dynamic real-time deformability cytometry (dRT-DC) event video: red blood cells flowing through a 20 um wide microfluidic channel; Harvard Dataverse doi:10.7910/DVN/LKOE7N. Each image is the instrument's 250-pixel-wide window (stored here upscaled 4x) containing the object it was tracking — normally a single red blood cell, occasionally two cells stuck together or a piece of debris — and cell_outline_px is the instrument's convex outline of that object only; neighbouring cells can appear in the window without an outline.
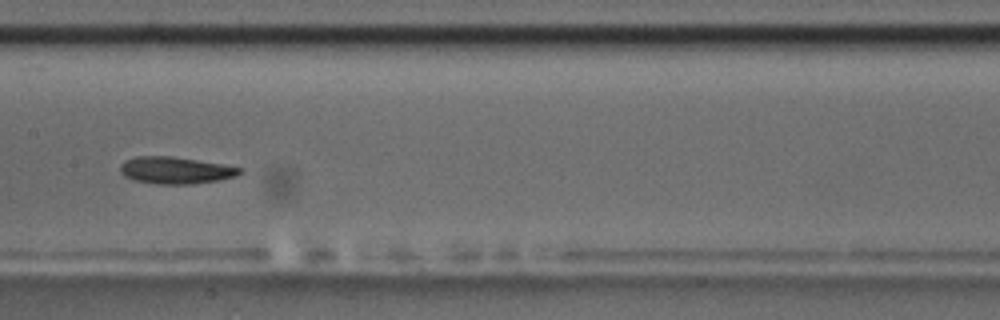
{"species": "common noctule bat (a hibernating species)", "species_latin": "Nyctalus noctula", "temperature_condition": "room temperature", "stored_images_in_passage": 13, "camera_frame_rate_fps": 3000, "um_per_image_px": 0.085, "animal": {"sex": "male", "body_mass_g": 17.5, "forearm_length_mm": 52.3}, "frame": {"image": 1, "passage_image": 8, "time_ms": 9.0, "image_size_px": [1000, 320], "cell_outline_px": [[244, 172], [236, 176], [220, 180], [192, 184], [156, 184], [132, 180], [124, 176], [120, 172], [120, 164], [124, 160], [136, 156], [172, 156], [244, 168]], "centroid_in_image_um": [14.91, 14.48], "position_along_channel_um": 192.5, "area_um2": 18.96}, "authors_computed_cell_mechanics": {"area_um2": 18.5538, "velocity_mm_per_s": 3.6464, "shape_relaxation_time_tau1_ms": 2.7307, "shape_relaxation_time_tau2_ms": null, "deformation_change_tau1": 0.0935, "deformation_change_tau2": null}}